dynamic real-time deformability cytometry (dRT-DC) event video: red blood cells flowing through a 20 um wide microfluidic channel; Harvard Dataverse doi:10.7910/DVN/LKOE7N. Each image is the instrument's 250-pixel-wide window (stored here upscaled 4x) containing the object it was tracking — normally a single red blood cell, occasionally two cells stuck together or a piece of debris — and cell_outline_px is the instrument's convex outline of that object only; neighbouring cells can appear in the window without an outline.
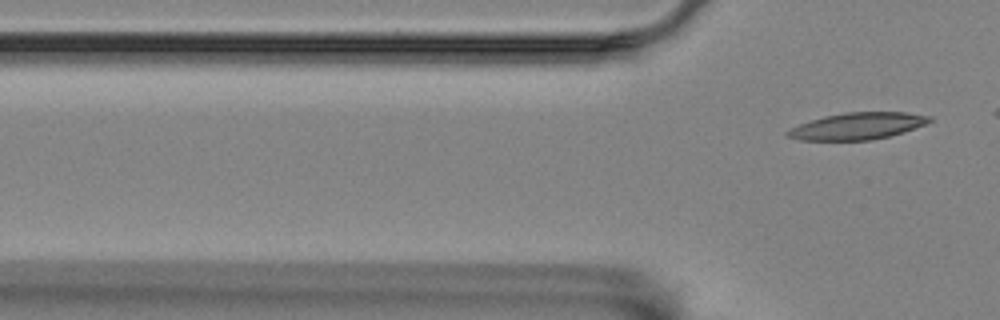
{"species": "Egyptian fruit bat (a non-hibernating species)", "species_latin": "Rousettus aegyptiacus", "temperature_condition": "room temperature", "stored_images_in_passage": 3, "segment_of_instrument_passage": [2, 2], "camera_frame_rate_fps": 3000, "um_per_image_px": 0.085, "animal": {"sex": "female"}, "frame": {"image": 1, "passage_image": 3, "time_ms": 0.667, "image_size_px": [1000, 320], "cell_outline_px": [[932, 120], [924, 124], [904, 132], [872, 140], [800, 140], [784, 136], [784, 132], [800, 124], [824, 116], [844, 112], [904, 112], [932, 116]], "centroid_in_image_um": [72.86, 10.71], "position_along_channel_um": 52.9, "area_um2": 22.08}}